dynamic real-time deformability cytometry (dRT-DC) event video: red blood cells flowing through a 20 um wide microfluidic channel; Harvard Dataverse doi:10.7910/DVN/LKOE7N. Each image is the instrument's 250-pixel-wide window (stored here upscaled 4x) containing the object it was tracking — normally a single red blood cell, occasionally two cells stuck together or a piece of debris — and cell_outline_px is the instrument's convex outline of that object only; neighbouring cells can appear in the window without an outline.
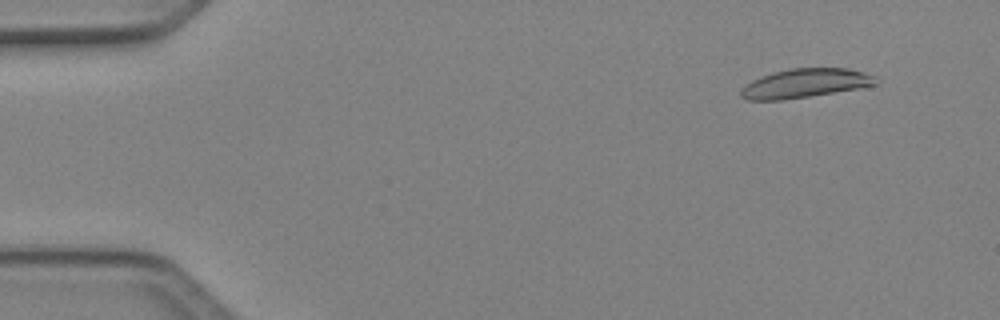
{"species": "Egyptian fruit bat (a non-hibernating species)", "species_latin": "Rousettus aegyptiacus", "temperature_condition": "cold", "stored_images_in_passage": 6, "camera_frame_rate_fps": 3000, "um_per_image_px": 0.085, "animal": {"sex": "female"}, "frame": {"image": 1, "passage_image": 2, "time_ms": 0.333, "image_size_px": [1000, 320], "cell_outline_px": [[880, 80], [876, 84], [860, 88], [784, 100], [748, 100], [740, 96], [740, 88], [752, 80], [760, 76], [772, 72], [788, 68], [848, 68], [864, 72], [876, 76]], "centroid_in_image_um": [68.43, 7.07], "position_along_channel_um": 16.6, "area_um2": 23.06}}
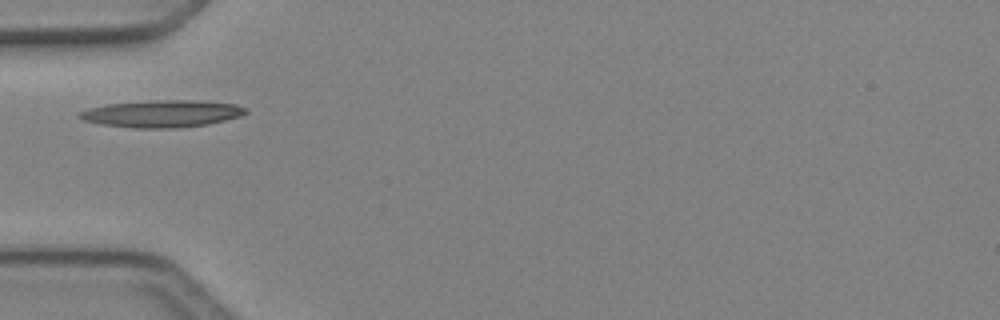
{"frame": {"image": 2, "passage_image": 5, "time_ms": 1.333, "image_size_px": [1000, 320], "cell_outline_px": [[248, 112], [240, 116], [208, 124], [176, 128], [136, 128], [100, 124], [84, 120], [76, 116], [80, 112], [88, 108], [108, 104], [156, 100], [192, 100], [236, 104], [244, 108]], "centroid_in_image_um": [13.75, 9.66], "position_along_channel_um": 71.3, "area_um2": 26.07}}
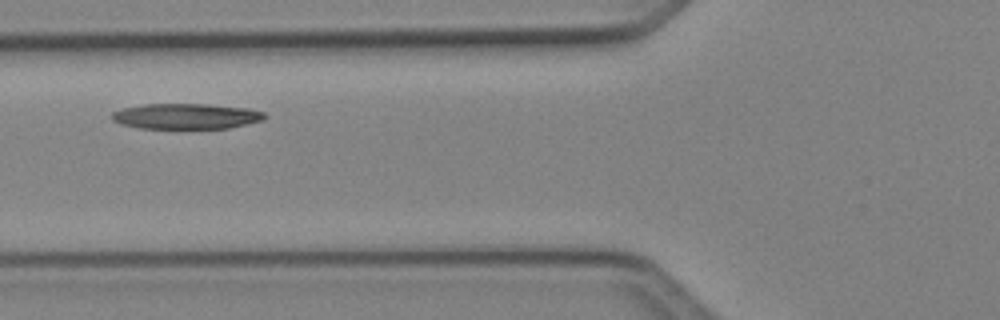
{"frame": {"image": 3, "passage_image": 6, "time_ms": 1.667, "image_size_px": [1000, 320], "cell_outline_px": [[268, 116], [264, 120], [228, 128], [140, 128], [120, 124], [112, 120], [112, 112], [120, 108], [144, 104], [208, 104], [248, 108], [264, 112]], "centroid_in_image_um": [15.82, 9.87], "position_along_channel_um": 110.0, "area_um2": 22.83}}